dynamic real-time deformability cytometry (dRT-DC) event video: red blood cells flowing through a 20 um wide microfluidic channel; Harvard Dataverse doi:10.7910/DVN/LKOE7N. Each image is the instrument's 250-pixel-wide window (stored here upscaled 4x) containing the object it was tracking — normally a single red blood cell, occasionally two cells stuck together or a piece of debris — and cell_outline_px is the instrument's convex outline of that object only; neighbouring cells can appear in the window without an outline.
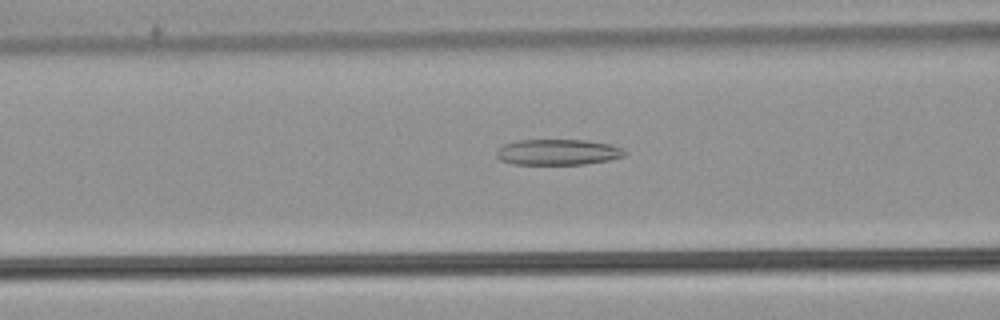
{"species": "common noctule bat (a hibernating species)", "species_latin": "Nyctalus noctula", "temperature_condition": "warm", "stored_images_in_passage": 48, "camera_frame_rate_fps": 3000, "um_per_image_px": 0.085, "animal": {"sex": "male", "body_mass_g": 21.5, "forearm_length_mm": 52.0}, "frame": {"image": 1, "passage_image": 23, "time_ms": 7.333, "image_size_px": [1000, 320], "cell_outline_px": [[628, 152], [624, 156], [608, 160], [584, 164], [512, 164], [500, 160], [496, 156], [496, 152], [504, 144], [516, 140], [584, 140], [608, 144], [624, 148]], "centroid_in_image_um": [47.42, 12.93], "position_along_channel_um": 119.2, "area_um2": 19.25}}
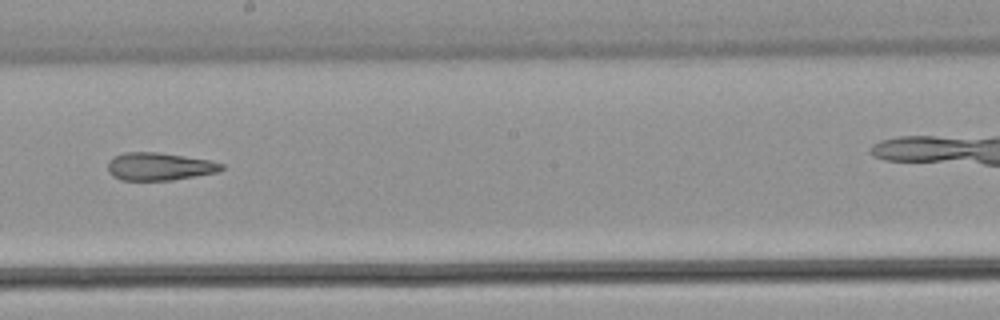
{"frame": {"image": 2, "passage_image": 32, "time_ms": 10.333, "image_size_px": [1000, 320], "cell_outline_px": [[224, 168], [216, 172], [172, 180], [120, 180], [112, 176], [108, 172], [108, 160], [112, 156], [124, 152], [160, 152], [208, 160], [224, 164]], "centroid_in_image_um": [13.48, 14.14], "position_along_channel_um": 234.7, "area_um2": 18.44}}
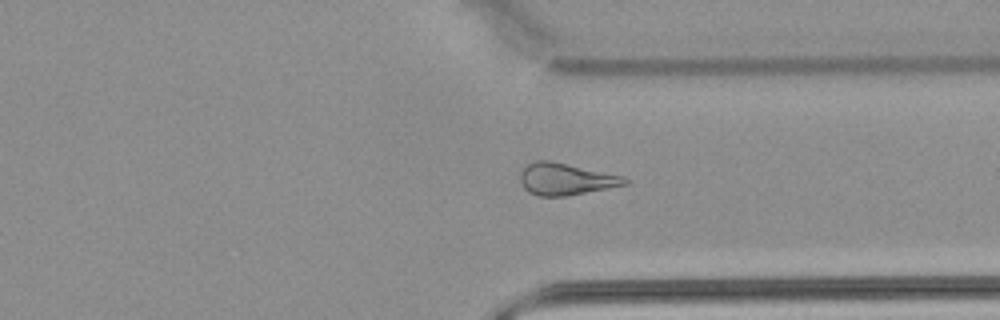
{"frame": {"image": 3, "passage_image": 42, "time_ms": 13.667, "image_size_px": [1000, 320], "cell_outline_px": [[628, 184], [608, 188], [564, 196], [540, 196], [528, 192], [524, 188], [520, 180], [520, 172], [528, 164], [536, 160], [548, 160], [624, 176], [628, 180]], "centroid_in_image_um": [48.07, 15.22], "position_along_channel_um": 363.3, "area_um2": 19.19}, "authors_computed_cell_mechanics": {"area_um2": 20.4612, "velocity_mm_per_s": 3.8662, "shape_relaxation_time_tau1_ms": null, "shape_relaxation_time_tau2_ms": 4.9448, "deformation_change_tau1": null, "deformation_change_tau2": 0.1736}}